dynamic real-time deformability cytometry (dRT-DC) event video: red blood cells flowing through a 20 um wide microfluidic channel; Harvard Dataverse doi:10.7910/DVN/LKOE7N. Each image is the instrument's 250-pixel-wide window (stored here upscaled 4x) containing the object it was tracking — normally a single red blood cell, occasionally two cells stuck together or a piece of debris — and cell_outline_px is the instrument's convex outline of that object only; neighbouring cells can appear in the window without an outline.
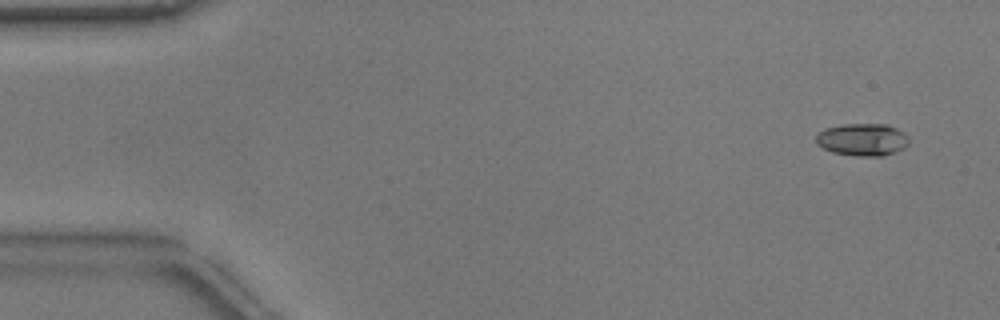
{"species": "common noctule bat (a hibernating species)", "species_latin": "Nyctalus noctula", "temperature_condition": "warm", "stored_images_in_passage": 10, "camera_frame_rate_fps": 3000, "um_per_image_px": 0.085, "animal": {"sex": "male", "body_mass_g": 17.9}, "frame": {"image": 1, "passage_image": 4, "time_ms": 1.0, "image_size_px": [1000, 320], "cell_outline_px": [[908, 144], [904, 148], [884, 156], [856, 156], [832, 152], [816, 144], [816, 136], [824, 128], [840, 124], [888, 124], [904, 132], [908, 136]], "centroid_in_image_um": [73.31, 11.86], "position_along_channel_um": 11.7, "area_um2": 17.69}}